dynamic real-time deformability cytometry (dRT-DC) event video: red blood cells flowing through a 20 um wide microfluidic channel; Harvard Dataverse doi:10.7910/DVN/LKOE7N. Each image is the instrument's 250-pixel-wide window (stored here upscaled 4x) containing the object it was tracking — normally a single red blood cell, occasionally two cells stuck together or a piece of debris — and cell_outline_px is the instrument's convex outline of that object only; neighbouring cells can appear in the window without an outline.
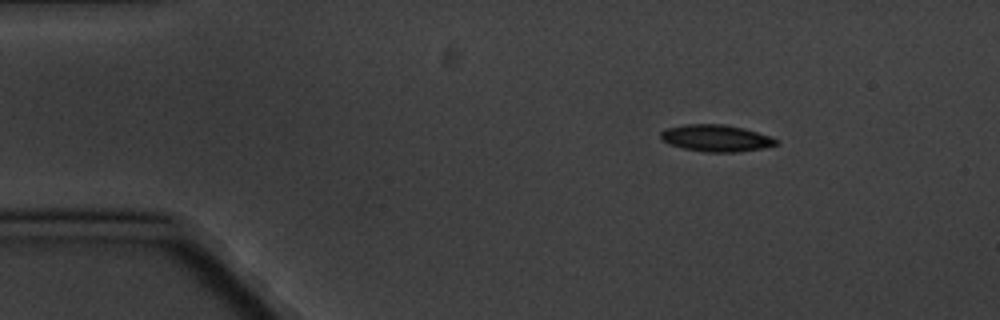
{"species": "common noctule bat (a hibernating species)", "species_latin": "Nyctalus noctula", "temperature_condition": "cold", "stored_images_in_passage": 3, "camera_frame_rate_fps": 3000, "um_per_image_px": 0.085, "animal": {"sex": "male", "body_mass_g": 20.1, "forearm_length_mm": 53.5}, "frame": {"image": 1, "passage_image": 1, "time_ms": 0.0, "image_size_px": [1000, 320], "cell_outline_px": [[776, 144], [764, 148], [736, 152], [704, 152], [684, 148], [668, 144], [660, 136], [660, 132], [668, 128], [684, 124], [724, 124], [744, 128], [768, 136], [776, 140]], "centroid_in_image_um": [60.83, 11.74], "position_along_channel_um": 24.2, "area_um2": 17.8}}